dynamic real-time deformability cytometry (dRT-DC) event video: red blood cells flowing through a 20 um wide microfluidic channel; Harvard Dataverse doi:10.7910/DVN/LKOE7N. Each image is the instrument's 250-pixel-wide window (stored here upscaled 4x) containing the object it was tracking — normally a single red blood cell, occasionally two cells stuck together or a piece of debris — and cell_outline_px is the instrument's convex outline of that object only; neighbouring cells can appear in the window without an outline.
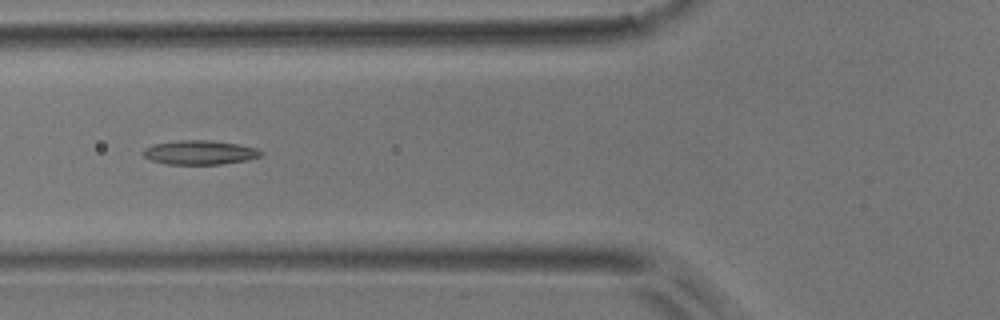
{"species": "common noctule bat (a hibernating species)", "species_latin": "Nyctalus noctula", "temperature_condition": "room temperature", "stored_images_in_passage": 5, "camera_frame_rate_fps": 3000, "um_per_image_px": 0.085, "animal": {"sex": "male", "body_mass_g": 17.9}, "frame": {"image": 1, "passage_image": 5, "time_ms": 4.667, "image_size_px": [1000, 320], "cell_outline_px": [[264, 152], [260, 156], [248, 160], [220, 164], [168, 164], [152, 160], [144, 156], [140, 152], [144, 148], [152, 144], [180, 140], [208, 140], [236, 144], [256, 148]], "centroid_in_image_um": [16.95, 12.96], "position_along_channel_um": 108.9, "area_um2": 16.53}}